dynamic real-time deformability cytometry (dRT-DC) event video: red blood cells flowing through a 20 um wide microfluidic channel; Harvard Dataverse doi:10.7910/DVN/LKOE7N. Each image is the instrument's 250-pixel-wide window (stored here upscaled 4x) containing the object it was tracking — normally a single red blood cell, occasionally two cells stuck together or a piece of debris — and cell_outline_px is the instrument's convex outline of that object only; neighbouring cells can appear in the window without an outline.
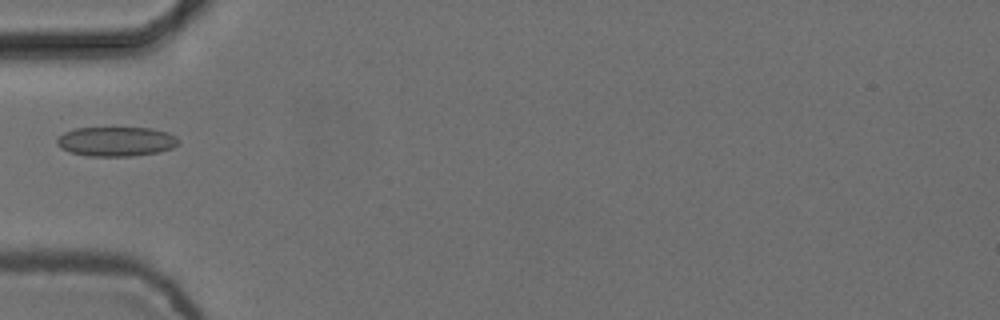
{"species": "common noctule bat (a hibernating species)", "species_latin": "Nyctalus noctula", "temperature_condition": "cold", "stored_images_in_passage": 4, "camera_frame_rate_fps": 3000, "um_per_image_px": 0.085, "animal": {"sex": "female", "body_mass_g": 24.6, "forearm_length_mm": 56.2}, "frame": {"image": 1, "passage_image": 4, "time_ms": 1.0, "image_size_px": [1000, 320], "cell_outline_px": [[180, 144], [172, 148], [160, 152], [132, 156], [88, 156], [68, 152], [60, 148], [56, 144], [56, 140], [64, 132], [76, 128], [152, 128], [168, 132], [176, 136], [180, 140]], "centroid_in_image_um": [9.89, 12.03], "position_along_channel_um": 75.1, "area_um2": 21.15}}